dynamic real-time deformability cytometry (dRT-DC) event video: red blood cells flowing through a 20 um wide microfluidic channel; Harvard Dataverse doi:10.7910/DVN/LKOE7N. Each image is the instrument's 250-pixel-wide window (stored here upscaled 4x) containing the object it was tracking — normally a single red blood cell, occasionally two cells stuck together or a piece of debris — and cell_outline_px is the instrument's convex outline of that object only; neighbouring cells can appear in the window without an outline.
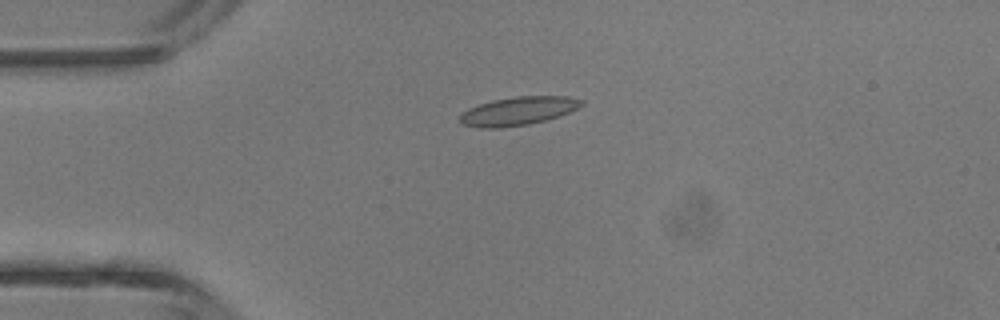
{"species": "common noctule bat (a hibernating species)", "species_latin": "Nyctalus noctula", "temperature_condition": "room temperature", "stored_images_in_passage": 5, "camera_frame_rate_fps": 3000, "um_per_image_px": 0.085, "animal": {"sex": "male", "body_mass_g": 13.3}, "frame": {"image": 1, "passage_image": 4, "time_ms": 3.333, "image_size_px": [1000, 320], "cell_outline_px": [[584, 104], [568, 112], [544, 120], [528, 124], [500, 128], [480, 128], [460, 124], [460, 112], [468, 108], [492, 100], [516, 96], [568, 96], [584, 100]], "centroid_in_image_um": [43.99, 9.43], "position_along_channel_um": 41.0, "area_um2": 20.11}}